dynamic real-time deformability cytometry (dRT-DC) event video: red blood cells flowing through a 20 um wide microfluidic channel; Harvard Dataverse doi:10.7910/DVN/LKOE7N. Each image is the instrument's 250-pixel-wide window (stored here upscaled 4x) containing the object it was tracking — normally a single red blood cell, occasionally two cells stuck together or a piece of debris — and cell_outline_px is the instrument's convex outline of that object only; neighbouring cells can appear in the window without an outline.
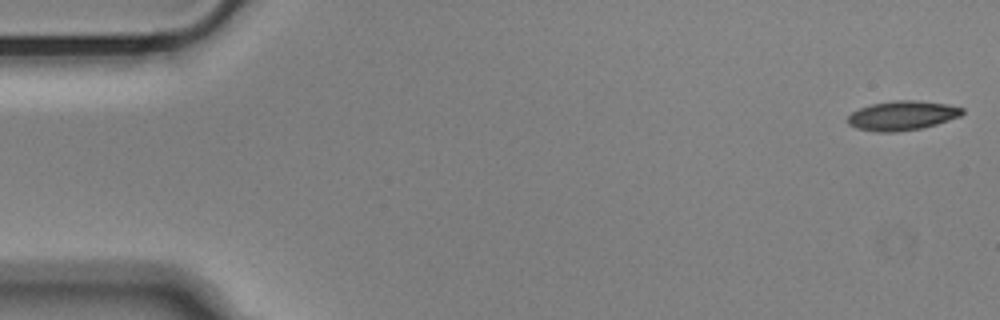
{"species": "Egyptian fruit bat (a non-hibernating species)", "species_latin": "Rousettus aegyptiacus", "temperature_condition": "cold", "stored_images_in_passage": 55, "camera_frame_rate_fps": 3000, "um_per_image_px": 0.085, "animal": {"sex": "male"}, "frame": {"image": 1, "passage_image": 1, "time_ms": 0.0, "image_size_px": [1000, 320], "cell_outline_px": [[964, 112], [960, 116], [936, 124], [920, 128], [896, 132], [876, 132], [856, 128], [848, 124], [848, 116], [852, 112], [860, 108], [872, 104], [896, 100], [916, 100], [948, 104], [964, 108]], "centroid_in_image_um": [76.69, 9.82], "position_along_channel_um": 8.3, "area_um2": 19.54}}
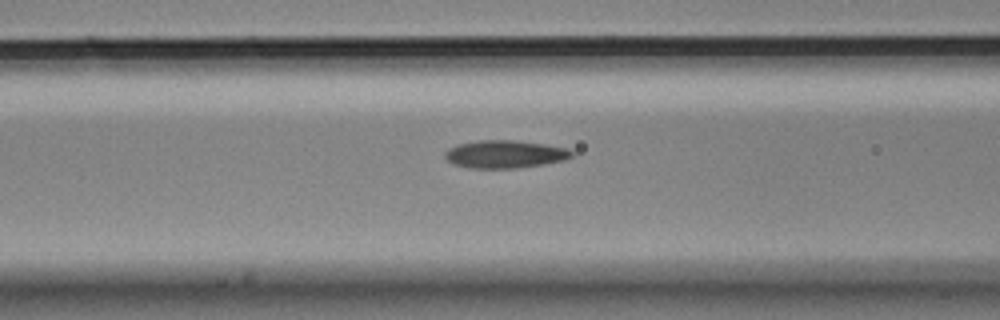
{"frame": {"image": 2, "passage_image": 21, "time_ms": 6.667, "image_size_px": [1000, 320], "cell_outline_px": [[572, 156], [564, 160], [544, 164], [516, 168], [468, 168], [452, 164], [444, 156], [444, 152], [448, 148], [460, 144], [480, 140], [512, 140], [544, 144], [568, 148], [572, 152]], "centroid_in_image_um": [42.89, 13.11], "position_along_channel_um": 123.7, "area_um2": 20.46}}
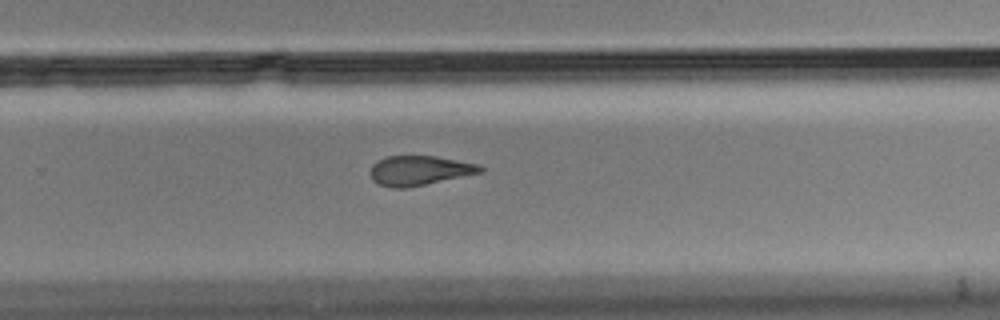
{"frame": {"image": 3, "passage_image": 35, "time_ms": 11.333, "image_size_px": [1000, 320], "cell_outline_px": [[484, 172], [404, 188], [392, 188], [376, 184], [372, 180], [368, 172], [372, 164], [388, 156], [436, 156], [480, 164], [484, 168]], "centroid_in_image_um": [35.63, 14.49], "position_along_channel_um": 294.2, "area_um2": 19.07}, "authors_computed_cell_mechanics": {"area_um2": 19.4208, "velocity_mm_per_s": 3.6531, "shape_relaxation_time_tau1_ms": 5.8936, "shape_relaxation_time_tau2_ms": 3.9328, "deformation_change_tau1": 0.1617, "deformation_change_tau2": 0.1246}}